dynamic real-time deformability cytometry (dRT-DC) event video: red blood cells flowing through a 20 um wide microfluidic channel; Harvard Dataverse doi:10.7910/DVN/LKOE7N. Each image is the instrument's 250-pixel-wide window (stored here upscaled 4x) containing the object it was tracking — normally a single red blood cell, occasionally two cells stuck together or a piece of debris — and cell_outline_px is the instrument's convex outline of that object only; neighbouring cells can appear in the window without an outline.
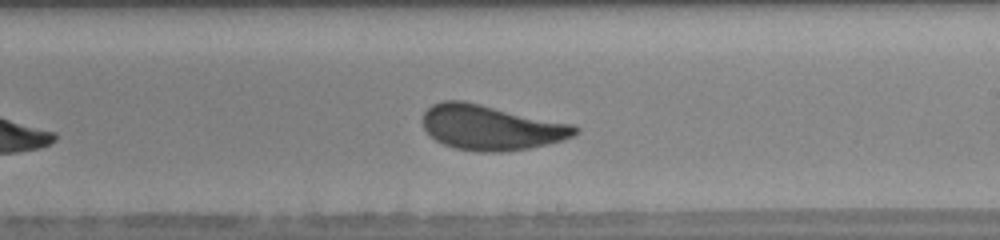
{"species": "human", "species_latin": "Homo sapiens", "temperature_condition": "warm", "stored_images_in_passage": 15, "camera_frame_rate_fps": 3000, "um_per_image_px": 0.085, "donor": {"sex": "female"}, "frame": {"image": 1, "passage_image": 13, "time_ms": 4.0, "image_size_px": [1000, 240], "cell_outline_px": [[580, 132], [564, 140], [528, 148], [500, 152], [476, 152], [456, 148], [444, 144], [436, 140], [424, 128], [420, 120], [424, 112], [432, 104], [444, 100], [464, 100], [572, 124], [580, 128]], "centroid_in_image_um": [41.72, 10.83], "position_along_channel_um": 247.3, "area_um2": 40.06}}